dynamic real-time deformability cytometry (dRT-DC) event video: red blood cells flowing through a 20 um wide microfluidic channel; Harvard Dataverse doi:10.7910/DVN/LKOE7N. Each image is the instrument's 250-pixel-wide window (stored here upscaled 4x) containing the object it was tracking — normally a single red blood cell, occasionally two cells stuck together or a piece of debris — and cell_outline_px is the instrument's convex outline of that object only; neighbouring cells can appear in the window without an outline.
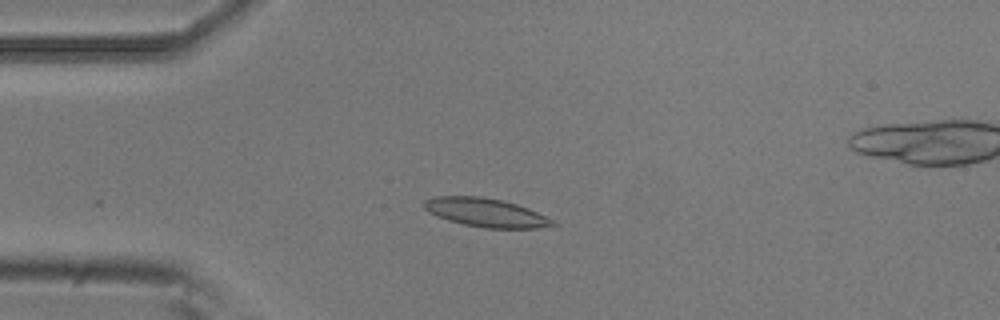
{"species": "common noctule bat (a hibernating species)", "species_latin": "Nyctalus noctula", "temperature_condition": "room temperature", "stored_images_in_passage": 5, "camera_frame_rate_fps": 3000, "um_per_image_px": 0.085, "animal": {"sex": "male", "body_mass_g": 20.5, "forearm_length_mm": 52.5}, "frame": {"image": 1, "passage_image": 4, "time_ms": 1.0, "image_size_px": [1000, 320], "cell_outline_px": [[560, 224], [536, 228], [484, 228], [464, 224], [448, 220], [428, 212], [420, 204], [424, 200], [436, 196], [480, 196], [504, 200], [528, 208], [556, 220]], "centroid_in_image_um": [41.31, 18.06], "position_along_channel_um": 43.7, "area_um2": 21.68}}